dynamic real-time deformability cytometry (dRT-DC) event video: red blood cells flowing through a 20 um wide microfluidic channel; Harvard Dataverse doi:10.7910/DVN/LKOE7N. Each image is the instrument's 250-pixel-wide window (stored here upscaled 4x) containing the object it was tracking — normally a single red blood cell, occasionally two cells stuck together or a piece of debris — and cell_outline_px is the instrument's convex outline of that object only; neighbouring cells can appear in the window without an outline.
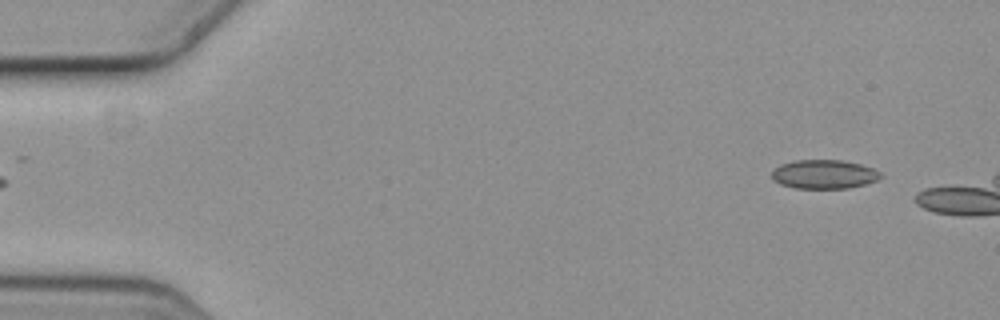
{"species": "common noctule bat (a hibernating species)", "species_latin": "Nyctalus noctula", "temperature_condition": "cold", "stored_images_in_passage": 5, "segment_of_instrument_passage": [2, 2], "camera_frame_rate_fps": 3000, "um_per_image_px": 0.085, "animal": {"sex": "female", "body_mass_g": 19.3, "forearm_length_mm": 54.1}, "frame": {"image": 1, "passage_image": 5, "time_ms": 1.333, "image_size_px": [1000, 320], "cell_outline_px": [[884, 176], [876, 180], [864, 184], [848, 188], [796, 188], [780, 184], [772, 180], [772, 172], [780, 164], [796, 160], [840, 160], [860, 164], [872, 168], [880, 172]], "centroid_in_image_um": [70.03, 14.81], "position_along_channel_um": 15.0, "area_um2": 18.26}}